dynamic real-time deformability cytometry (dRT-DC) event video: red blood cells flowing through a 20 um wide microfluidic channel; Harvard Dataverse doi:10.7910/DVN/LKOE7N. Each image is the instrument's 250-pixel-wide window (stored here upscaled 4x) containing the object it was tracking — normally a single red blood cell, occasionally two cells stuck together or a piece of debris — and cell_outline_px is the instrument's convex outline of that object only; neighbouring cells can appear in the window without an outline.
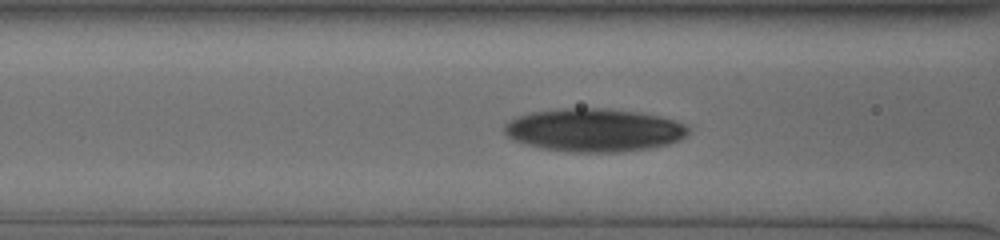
{"species": "human", "species_latin": "Homo sapiens", "temperature_condition": "cold", "stored_images_in_passage": 35, "camera_frame_rate_fps": 3000, "um_per_image_px": 0.085, "donor": {"sex": "male"}, "frame": {"image": 1, "passage_image": 9, "time_ms": 2.667, "image_size_px": [1000, 240], "cell_outline_px": [[688, 136], [680, 140], [668, 144], [648, 148], [624, 152], [568, 152], [544, 148], [512, 140], [504, 132], [504, 124], [520, 116], [532, 112], [564, 108], [604, 108], [640, 112], [660, 116], [684, 124], [688, 128]], "centroid_in_image_um": [50.52, 11.06], "position_along_channel_um": 116.1, "area_um2": 46.12}}
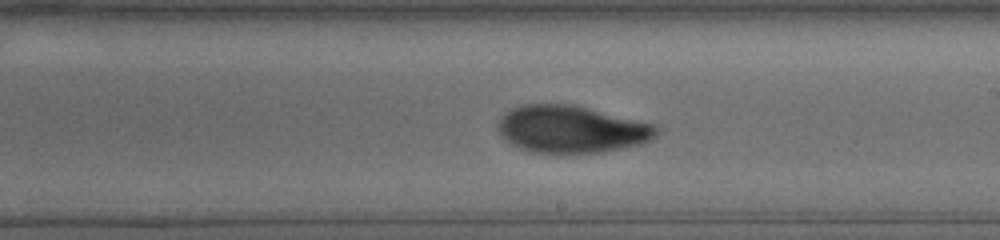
{"frame": {"image": 2, "passage_image": 19, "time_ms": 6.0, "image_size_px": [1000, 240], "cell_outline_px": [[660, 132], [652, 140], [640, 144], [600, 152], [536, 152], [520, 148], [512, 144], [496, 128], [496, 124], [500, 116], [512, 108], [520, 104], [572, 104], [656, 124], [660, 128]], "centroid_in_image_um": [48.59, 10.96], "position_along_channel_um": 240.4, "area_um2": 43.52}}
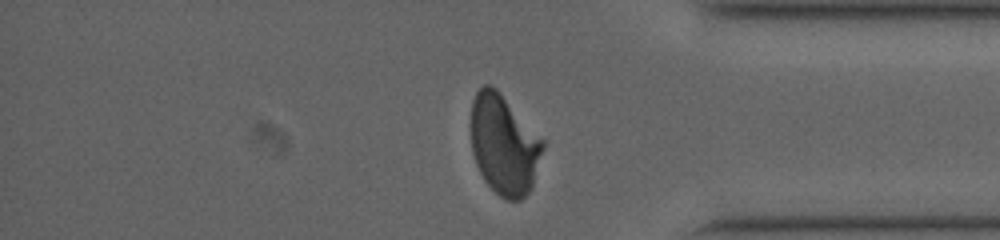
{"frame": {"image": 3, "passage_image": 32, "time_ms": 10.333, "image_size_px": [1000, 240], "cell_outline_px": [[544, 148], [532, 188], [520, 200], [504, 200], [484, 180], [476, 164], [472, 152], [472, 100], [476, 92], [484, 84], [492, 84], [500, 92], [544, 140]], "centroid_in_image_um": [42.85, 12.3], "position_along_channel_um": 392.3, "area_um2": 41.79}, "authors_computed_cell_mechanics": {"area_um2": 43.8702, "velocity_mm_per_s": 3.7337, "shape_relaxation_time_tau1_ms": 6.2101, "shape_relaxation_time_tau2_ms": 0.9928, "deformation_change_tau1": 0.2061, "deformation_change_tau2": 0.0578}}